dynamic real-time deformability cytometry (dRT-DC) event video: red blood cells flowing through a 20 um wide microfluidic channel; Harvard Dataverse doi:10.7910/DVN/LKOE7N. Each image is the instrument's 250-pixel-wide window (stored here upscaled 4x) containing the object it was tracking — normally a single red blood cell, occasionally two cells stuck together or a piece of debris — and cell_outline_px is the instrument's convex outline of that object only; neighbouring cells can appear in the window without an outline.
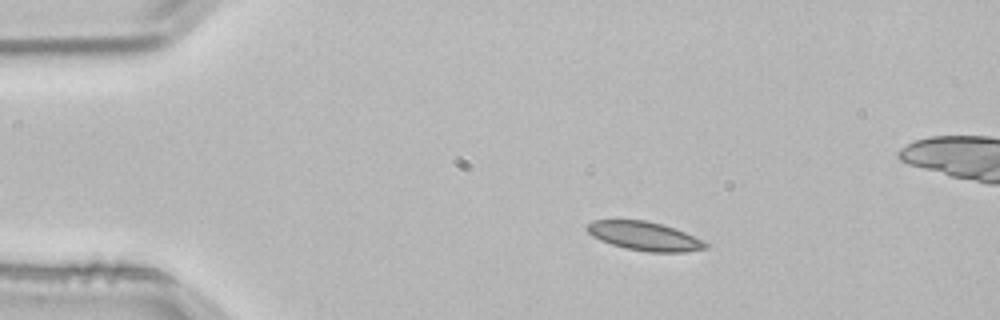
{"species": "common noctule bat (a hibernating species)", "species_latin": "Nyctalus noctula", "temperature_condition": "room temperature", "stored_images_in_passage": 3, "camera_frame_rate_fps": 3000, "um_per_image_px": 0.085, "animal": {"sex": "male", "body_mass_g": 21.5, "forearm_length_mm": 52.0}, "frame": {"image": 1, "passage_image": 1, "time_ms": 0.0, "image_size_px": [1000, 320], "cell_outline_px": [[708, 248], [684, 252], [648, 252], [624, 248], [600, 240], [592, 236], [584, 228], [592, 220], [644, 220], [676, 228], [708, 244]], "centroid_in_image_um": [54.74, 20.07], "position_along_channel_um": 30.3, "area_um2": 19.77}}